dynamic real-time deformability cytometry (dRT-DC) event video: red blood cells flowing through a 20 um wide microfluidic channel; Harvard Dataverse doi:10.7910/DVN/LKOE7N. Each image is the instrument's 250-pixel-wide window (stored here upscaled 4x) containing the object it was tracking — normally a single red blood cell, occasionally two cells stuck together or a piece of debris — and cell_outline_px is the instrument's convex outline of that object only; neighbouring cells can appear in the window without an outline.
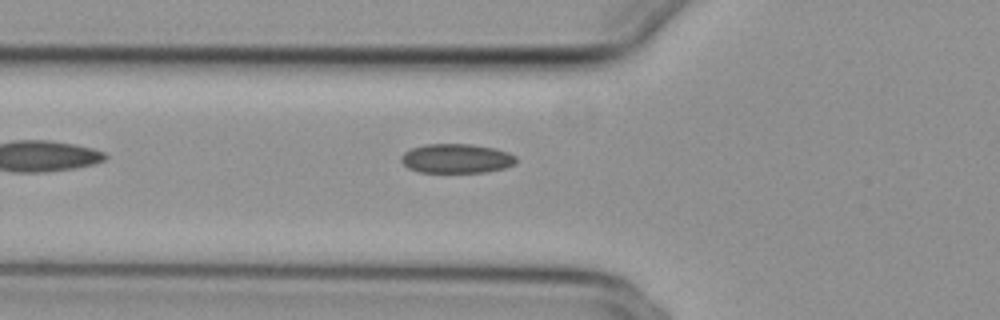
{"species": "common noctule bat (a hibernating species)", "species_latin": "Nyctalus noctula", "temperature_condition": "cold", "stored_images_in_passage": 33, "camera_frame_rate_fps": 3000, "um_per_image_px": 0.085, "animal": {"sex": "female", "body_mass_g": 29.2, "forearm_length_mm": 56.3}, "frame": {"image": 1, "passage_image": 2, "time_ms": 0.333, "image_size_px": [1000, 320], "cell_outline_px": [[516, 164], [504, 168], [484, 172], [420, 172], [408, 168], [400, 160], [400, 156], [404, 152], [412, 148], [424, 144], [472, 144], [496, 148], [508, 152], [516, 156]], "centroid_in_image_um": [38.8, 13.46], "position_along_channel_um": 87.0, "area_um2": 19.77}}
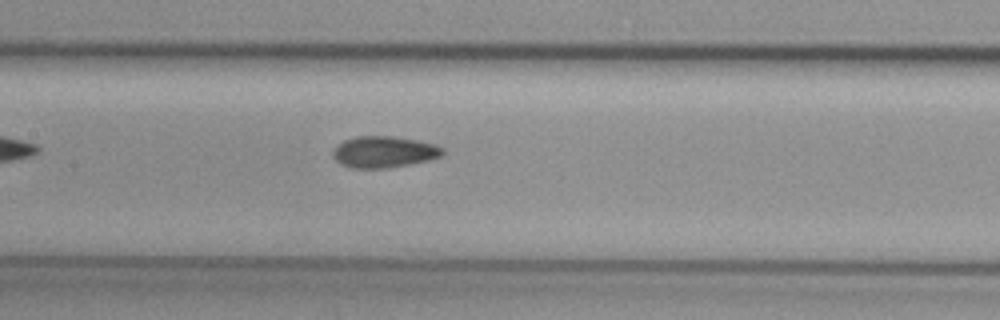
{"frame": {"image": 2, "passage_image": 9, "time_ms": 2.667, "image_size_px": [1000, 320], "cell_outline_px": [[444, 152], [440, 156], [428, 160], [388, 168], [352, 168], [336, 160], [332, 156], [332, 152], [344, 140], [356, 136], [392, 136], [416, 140], [436, 144], [444, 148]], "centroid_in_image_um": [32.66, 12.9], "position_along_channel_um": 174.7, "area_um2": 19.88}}
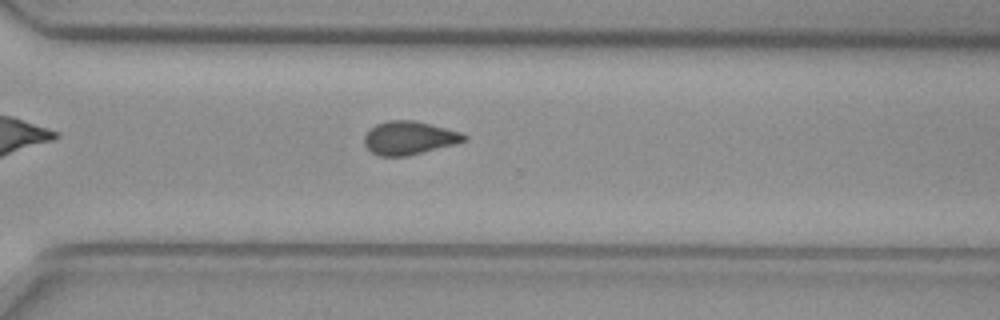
{"frame": {"image": 3, "passage_image": 22, "time_ms": 7.0, "image_size_px": [1000, 320], "cell_outline_px": [[468, 140], [456, 144], [408, 156], [380, 156], [372, 152], [364, 144], [364, 136], [376, 124], [388, 120], [416, 120], [460, 132], [468, 136]], "centroid_in_image_um": [34.81, 11.72], "position_along_channel_um": 335.8, "area_um2": 19.42}, "authors_computed_cell_mechanics": {"area_um2": 19.4786, "velocity_mm_per_s": 3.7333, "shape_relaxation_time_tau1_ms": 8.3957, "shape_relaxation_time_tau2_ms": 3.2264, "deformation_change_tau1": 0.133, "deformation_change_tau2": 0.0765}}